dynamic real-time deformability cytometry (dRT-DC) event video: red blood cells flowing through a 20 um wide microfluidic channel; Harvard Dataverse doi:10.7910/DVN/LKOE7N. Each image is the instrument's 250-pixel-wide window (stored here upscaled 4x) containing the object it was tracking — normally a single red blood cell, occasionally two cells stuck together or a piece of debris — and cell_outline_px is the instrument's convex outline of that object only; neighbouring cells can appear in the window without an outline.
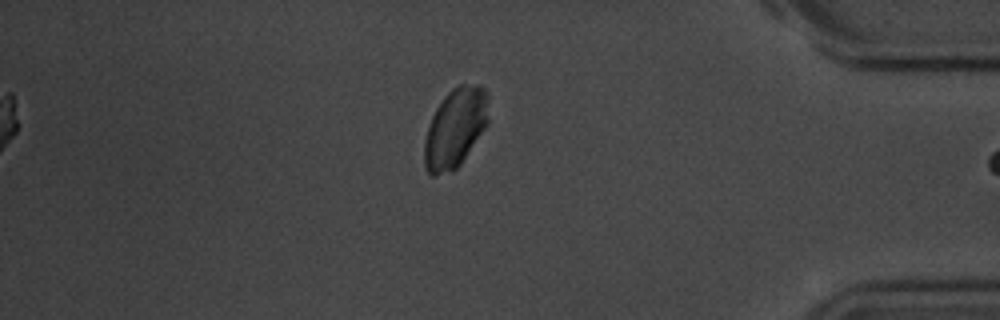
{"species": "common noctule bat (a hibernating species)", "species_latin": "Nyctalus noctula", "temperature_condition": "room temperature", "stored_images_in_passage": 38, "camera_frame_rate_fps": 3000, "um_per_image_px": 0.085, "animal": {"sex": "male", "body_mass_g": 20.1, "forearm_length_mm": 53.5}, "frame": {"image": 1, "passage_image": 38, "time_ms": 12.333, "image_size_px": [1000, 320], "cell_outline_px": [[488, 124], [460, 164], [452, 172], [436, 176], [432, 176], [424, 168], [424, 140], [428, 124], [436, 108], [444, 96], [452, 88], [460, 84], [480, 84], [484, 88], [488, 96]], "centroid_in_image_um": [38.68, 10.88], "position_along_channel_um": 396.5, "area_um2": 30.0}}